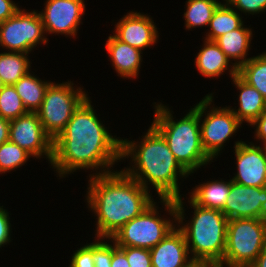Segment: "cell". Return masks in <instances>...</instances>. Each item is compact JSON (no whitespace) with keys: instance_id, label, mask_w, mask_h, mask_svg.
<instances>
[{"instance_id":"obj_1","label":"cell","mask_w":266,"mask_h":267,"mask_svg":"<svg viewBox=\"0 0 266 267\" xmlns=\"http://www.w3.org/2000/svg\"><path fill=\"white\" fill-rule=\"evenodd\" d=\"M89 96L73 113L64 130L53 140L50 168L58 179L74 172L90 171L89 176L115 171L121 161L122 138L112 135L100 119ZM93 104V105H92Z\"/></svg>"},{"instance_id":"obj_2","label":"cell","mask_w":266,"mask_h":267,"mask_svg":"<svg viewBox=\"0 0 266 267\" xmlns=\"http://www.w3.org/2000/svg\"><path fill=\"white\" fill-rule=\"evenodd\" d=\"M84 202L95 218L94 236L111 238L123 225L139 216L156 199L122 169L86 176Z\"/></svg>"},{"instance_id":"obj_3","label":"cell","mask_w":266,"mask_h":267,"mask_svg":"<svg viewBox=\"0 0 266 267\" xmlns=\"http://www.w3.org/2000/svg\"><path fill=\"white\" fill-rule=\"evenodd\" d=\"M146 131L136 141L122 138L121 161L130 159V166L122 170L150 193L155 191L156 198L175 200L184 195L180 193V182L190 174L179 164L164 137L152 125Z\"/></svg>"},{"instance_id":"obj_4","label":"cell","mask_w":266,"mask_h":267,"mask_svg":"<svg viewBox=\"0 0 266 267\" xmlns=\"http://www.w3.org/2000/svg\"><path fill=\"white\" fill-rule=\"evenodd\" d=\"M186 199L187 202L184 196L175 199L176 226L185 236L190 257L192 260L211 261L219 265L226 248L228 218L222 211L201 207L188 197ZM186 203L189 209H193L190 218L185 213L188 208Z\"/></svg>"},{"instance_id":"obj_5","label":"cell","mask_w":266,"mask_h":267,"mask_svg":"<svg viewBox=\"0 0 266 267\" xmlns=\"http://www.w3.org/2000/svg\"><path fill=\"white\" fill-rule=\"evenodd\" d=\"M161 101V102H160ZM153 102L152 125L165 139L179 164L190 174L214 162L201 144L199 114L190 107L186 114L176 119L172 106L162 100Z\"/></svg>"},{"instance_id":"obj_6","label":"cell","mask_w":266,"mask_h":267,"mask_svg":"<svg viewBox=\"0 0 266 267\" xmlns=\"http://www.w3.org/2000/svg\"><path fill=\"white\" fill-rule=\"evenodd\" d=\"M157 200L147 207L139 216L123 225L111 237L117 246L152 249L176 227L175 200ZM159 203L162 209L159 207ZM162 212L164 213L162 214L163 216L161 215Z\"/></svg>"},{"instance_id":"obj_7","label":"cell","mask_w":266,"mask_h":267,"mask_svg":"<svg viewBox=\"0 0 266 267\" xmlns=\"http://www.w3.org/2000/svg\"><path fill=\"white\" fill-rule=\"evenodd\" d=\"M214 95V92L208 93L193 108L199 114L202 147L212 160L217 161L226 144L237 135L244 124L237 119L229 106H215Z\"/></svg>"},{"instance_id":"obj_8","label":"cell","mask_w":266,"mask_h":267,"mask_svg":"<svg viewBox=\"0 0 266 267\" xmlns=\"http://www.w3.org/2000/svg\"><path fill=\"white\" fill-rule=\"evenodd\" d=\"M266 245V219L228 220L226 248L219 267H250Z\"/></svg>"},{"instance_id":"obj_9","label":"cell","mask_w":266,"mask_h":267,"mask_svg":"<svg viewBox=\"0 0 266 267\" xmlns=\"http://www.w3.org/2000/svg\"><path fill=\"white\" fill-rule=\"evenodd\" d=\"M75 85V86H74ZM89 97L84 86L73 81L52 82L36 112L45 133L52 139L64 130L73 113Z\"/></svg>"},{"instance_id":"obj_10","label":"cell","mask_w":266,"mask_h":267,"mask_svg":"<svg viewBox=\"0 0 266 267\" xmlns=\"http://www.w3.org/2000/svg\"><path fill=\"white\" fill-rule=\"evenodd\" d=\"M38 10L20 9L0 23V51L32 54L38 46L48 45Z\"/></svg>"},{"instance_id":"obj_11","label":"cell","mask_w":266,"mask_h":267,"mask_svg":"<svg viewBox=\"0 0 266 267\" xmlns=\"http://www.w3.org/2000/svg\"><path fill=\"white\" fill-rule=\"evenodd\" d=\"M44 9L38 11L47 35L78 38L86 11L85 0H45Z\"/></svg>"},{"instance_id":"obj_12","label":"cell","mask_w":266,"mask_h":267,"mask_svg":"<svg viewBox=\"0 0 266 267\" xmlns=\"http://www.w3.org/2000/svg\"><path fill=\"white\" fill-rule=\"evenodd\" d=\"M9 140L25 149L33 159L48 161L53 158V140L45 133L37 113L28 112L10 120Z\"/></svg>"},{"instance_id":"obj_13","label":"cell","mask_w":266,"mask_h":267,"mask_svg":"<svg viewBox=\"0 0 266 267\" xmlns=\"http://www.w3.org/2000/svg\"><path fill=\"white\" fill-rule=\"evenodd\" d=\"M236 140L233 145V155L236 159V172L232 181L252 187H266V153L262 145Z\"/></svg>"},{"instance_id":"obj_14","label":"cell","mask_w":266,"mask_h":267,"mask_svg":"<svg viewBox=\"0 0 266 267\" xmlns=\"http://www.w3.org/2000/svg\"><path fill=\"white\" fill-rule=\"evenodd\" d=\"M147 13L138 11H129L124 14L119 20H112L114 31L112 34L121 42L126 43L134 48L144 52L147 48L150 49L159 41V31L154 19ZM118 21V22H116Z\"/></svg>"},{"instance_id":"obj_15","label":"cell","mask_w":266,"mask_h":267,"mask_svg":"<svg viewBox=\"0 0 266 267\" xmlns=\"http://www.w3.org/2000/svg\"><path fill=\"white\" fill-rule=\"evenodd\" d=\"M231 219H266V187L243 186L232 181L222 210Z\"/></svg>"},{"instance_id":"obj_16","label":"cell","mask_w":266,"mask_h":267,"mask_svg":"<svg viewBox=\"0 0 266 267\" xmlns=\"http://www.w3.org/2000/svg\"><path fill=\"white\" fill-rule=\"evenodd\" d=\"M152 267H185L192 259L183 232L176 226L150 249Z\"/></svg>"},{"instance_id":"obj_17","label":"cell","mask_w":266,"mask_h":267,"mask_svg":"<svg viewBox=\"0 0 266 267\" xmlns=\"http://www.w3.org/2000/svg\"><path fill=\"white\" fill-rule=\"evenodd\" d=\"M104 47L108 53V61L120 79L139 78L144 52L121 42L112 34L108 36Z\"/></svg>"},{"instance_id":"obj_18","label":"cell","mask_w":266,"mask_h":267,"mask_svg":"<svg viewBox=\"0 0 266 267\" xmlns=\"http://www.w3.org/2000/svg\"><path fill=\"white\" fill-rule=\"evenodd\" d=\"M202 41L203 45L195 54L194 59L198 73L205 78H210V80L211 78L213 80L219 79V76H225L227 73L230 79L236 76L238 69L231 63L218 44L204 38Z\"/></svg>"},{"instance_id":"obj_19","label":"cell","mask_w":266,"mask_h":267,"mask_svg":"<svg viewBox=\"0 0 266 267\" xmlns=\"http://www.w3.org/2000/svg\"><path fill=\"white\" fill-rule=\"evenodd\" d=\"M232 85L238 90L237 106L228 105L237 119L250 125L266 109V99L254 87L243 81L238 75L231 78ZM238 107V108H237Z\"/></svg>"},{"instance_id":"obj_20","label":"cell","mask_w":266,"mask_h":267,"mask_svg":"<svg viewBox=\"0 0 266 267\" xmlns=\"http://www.w3.org/2000/svg\"><path fill=\"white\" fill-rule=\"evenodd\" d=\"M247 26L244 23L240 28L221 35L215 40L237 69L252 58L248 55L253 47L251 44L253 43L252 40L255 35L253 32L255 31L250 26Z\"/></svg>"},{"instance_id":"obj_21","label":"cell","mask_w":266,"mask_h":267,"mask_svg":"<svg viewBox=\"0 0 266 267\" xmlns=\"http://www.w3.org/2000/svg\"><path fill=\"white\" fill-rule=\"evenodd\" d=\"M220 179V180H219ZM218 178L198 182L188 192V198L196 205L222 211L226 203L227 197L230 192L231 178L230 179Z\"/></svg>"},{"instance_id":"obj_22","label":"cell","mask_w":266,"mask_h":267,"mask_svg":"<svg viewBox=\"0 0 266 267\" xmlns=\"http://www.w3.org/2000/svg\"><path fill=\"white\" fill-rule=\"evenodd\" d=\"M52 82L51 80L41 79L34 71H30L13 86L27 112L36 113L41 107L48 86Z\"/></svg>"},{"instance_id":"obj_23","label":"cell","mask_w":266,"mask_h":267,"mask_svg":"<svg viewBox=\"0 0 266 267\" xmlns=\"http://www.w3.org/2000/svg\"><path fill=\"white\" fill-rule=\"evenodd\" d=\"M243 16L234 10L225 0L221 3L210 20L204 39L215 41L221 35L240 28L244 23Z\"/></svg>"},{"instance_id":"obj_24","label":"cell","mask_w":266,"mask_h":267,"mask_svg":"<svg viewBox=\"0 0 266 267\" xmlns=\"http://www.w3.org/2000/svg\"><path fill=\"white\" fill-rule=\"evenodd\" d=\"M28 53L0 52V79L3 85H14L32 69Z\"/></svg>"},{"instance_id":"obj_25","label":"cell","mask_w":266,"mask_h":267,"mask_svg":"<svg viewBox=\"0 0 266 267\" xmlns=\"http://www.w3.org/2000/svg\"><path fill=\"white\" fill-rule=\"evenodd\" d=\"M222 2V0H186L182 14L186 32L192 31L193 28H208L213 13Z\"/></svg>"},{"instance_id":"obj_26","label":"cell","mask_w":266,"mask_h":267,"mask_svg":"<svg viewBox=\"0 0 266 267\" xmlns=\"http://www.w3.org/2000/svg\"><path fill=\"white\" fill-rule=\"evenodd\" d=\"M237 75L250 86L256 88L266 99V50L252 56L240 66Z\"/></svg>"},{"instance_id":"obj_27","label":"cell","mask_w":266,"mask_h":267,"mask_svg":"<svg viewBox=\"0 0 266 267\" xmlns=\"http://www.w3.org/2000/svg\"><path fill=\"white\" fill-rule=\"evenodd\" d=\"M33 156L10 140L0 145V174L4 175L11 171L19 170Z\"/></svg>"},{"instance_id":"obj_28","label":"cell","mask_w":266,"mask_h":267,"mask_svg":"<svg viewBox=\"0 0 266 267\" xmlns=\"http://www.w3.org/2000/svg\"><path fill=\"white\" fill-rule=\"evenodd\" d=\"M27 113L14 86L4 85L0 90V117L13 120Z\"/></svg>"},{"instance_id":"obj_29","label":"cell","mask_w":266,"mask_h":267,"mask_svg":"<svg viewBox=\"0 0 266 267\" xmlns=\"http://www.w3.org/2000/svg\"><path fill=\"white\" fill-rule=\"evenodd\" d=\"M93 260L95 267H111L112 239L93 237ZM108 239V240H107Z\"/></svg>"},{"instance_id":"obj_30","label":"cell","mask_w":266,"mask_h":267,"mask_svg":"<svg viewBox=\"0 0 266 267\" xmlns=\"http://www.w3.org/2000/svg\"><path fill=\"white\" fill-rule=\"evenodd\" d=\"M239 14L257 15L266 12V0H225Z\"/></svg>"},{"instance_id":"obj_31","label":"cell","mask_w":266,"mask_h":267,"mask_svg":"<svg viewBox=\"0 0 266 267\" xmlns=\"http://www.w3.org/2000/svg\"><path fill=\"white\" fill-rule=\"evenodd\" d=\"M127 257L129 267H152L150 249L118 246Z\"/></svg>"},{"instance_id":"obj_32","label":"cell","mask_w":266,"mask_h":267,"mask_svg":"<svg viewBox=\"0 0 266 267\" xmlns=\"http://www.w3.org/2000/svg\"><path fill=\"white\" fill-rule=\"evenodd\" d=\"M83 245V246H82ZM73 251L68 267H95L93 260V242L82 244Z\"/></svg>"},{"instance_id":"obj_33","label":"cell","mask_w":266,"mask_h":267,"mask_svg":"<svg viewBox=\"0 0 266 267\" xmlns=\"http://www.w3.org/2000/svg\"><path fill=\"white\" fill-rule=\"evenodd\" d=\"M4 205L0 206V248L10 245L12 238V224L9 211Z\"/></svg>"},{"instance_id":"obj_34","label":"cell","mask_w":266,"mask_h":267,"mask_svg":"<svg viewBox=\"0 0 266 267\" xmlns=\"http://www.w3.org/2000/svg\"><path fill=\"white\" fill-rule=\"evenodd\" d=\"M251 128L254 129V144H259L262 145L263 143L266 142V109L260 114V116L255 119L250 125ZM259 142V143H258Z\"/></svg>"},{"instance_id":"obj_35","label":"cell","mask_w":266,"mask_h":267,"mask_svg":"<svg viewBox=\"0 0 266 267\" xmlns=\"http://www.w3.org/2000/svg\"><path fill=\"white\" fill-rule=\"evenodd\" d=\"M13 0H0V23L12 17L21 7Z\"/></svg>"},{"instance_id":"obj_36","label":"cell","mask_w":266,"mask_h":267,"mask_svg":"<svg viewBox=\"0 0 266 267\" xmlns=\"http://www.w3.org/2000/svg\"><path fill=\"white\" fill-rule=\"evenodd\" d=\"M111 267H129L126 254L112 240Z\"/></svg>"},{"instance_id":"obj_37","label":"cell","mask_w":266,"mask_h":267,"mask_svg":"<svg viewBox=\"0 0 266 267\" xmlns=\"http://www.w3.org/2000/svg\"><path fill=\"white\" fill-rule=\"evenodd\" d=\"M10 120L0 117V145L9 140Z\"/></svg>"},{"instance_id":"obj_38","label":"cell","mask_w":266,"mask_h":267,"mask_svg":"<svg viewBox=\"0 0 266 267\" xmlns=\"http://www.w3.org/2000/svg\"><path fill=\"white\" fill-rule=\"evenodd\" d=\"M185 267H219V266L211 261L191 260Z\"/></svg>"},{"instance_id":"obj_39","label":"cell","mask_w":266,"mask_h":267,"mask_svg":"<svg viewBox=\"0 0 266 267\" xmlns=\"http://www.w3.org/2000/svg\"><path fill=\"white\" fill-rule=\"evenodd\" d=\"M250 267H266V245Z\"/></svg>"},{"instance_id":"obj_40","label":"cell","mask_w":266,"mask_h":267,"mask_svg":"<svg viewBox=\"0 0 266 267\" xmlns=\"http://www.w3.org/2000/svg\"><path fill=\"white\" fill-rule=\"evenodd\" d=\"M264 150H265V153H266V142L262 144Z\"/></svg>"},{"instance_id":"obj_41","label":"cell","mask_w":266,"mask_h":267,"mask_svg":"<svg viewBox=\"0 0 266 267\" xmlns=\"http://www.w3.org/2000/svg\"><path fill=\"white\" fill-rule=\"evenodd\" d=\"M3 86H4V85H3V83H2V81H1V79H0V90L2 89Z\"/></svg>"}]
</instances>
